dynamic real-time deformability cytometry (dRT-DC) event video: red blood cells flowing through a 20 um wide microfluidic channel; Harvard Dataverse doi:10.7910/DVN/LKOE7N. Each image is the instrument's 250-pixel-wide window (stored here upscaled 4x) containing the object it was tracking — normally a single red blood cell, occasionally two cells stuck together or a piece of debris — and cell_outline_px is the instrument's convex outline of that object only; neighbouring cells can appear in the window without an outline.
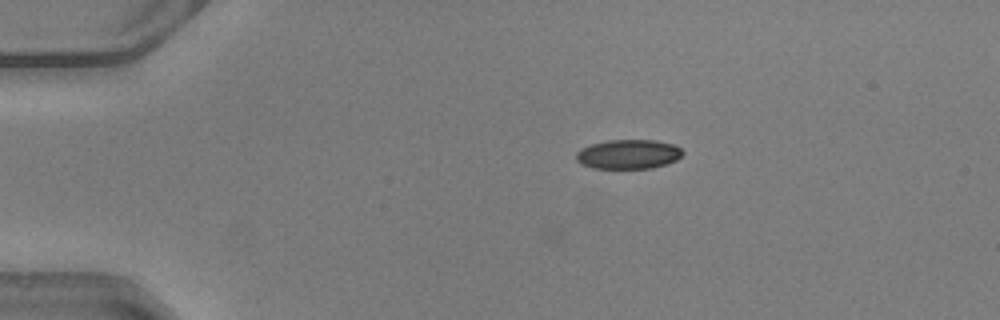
{"species": "common noctule bat (a hibernating species)", "species_latin": "Nyctalus noctula", "temperature_condition": "warm", "stored_images_in_passage": 6, "camera_frame_rate_fps": 3000, "um_per_image_px": 0.085, "animal": {"sex": "male", "body_mass_g": 20.5, "forearm_length_mm": 52.5}, "frame": {"image": 1, "passage_image": 1, "time_ms": 0.0, "image_size_px": [1000, 320], "cell_outline_px": [[684, 152], [676, 160], [652, 168], [592, 168], [580, 164], [576, 160], [576, 152], [580, 148], [592, 144], [608, 140], [656, 140], [672, 144], [680, 148]], "centroid_in_image_um": [53.37, 13.1], "position_along_channel_um": 31.6, "area_um2": 18.21}}